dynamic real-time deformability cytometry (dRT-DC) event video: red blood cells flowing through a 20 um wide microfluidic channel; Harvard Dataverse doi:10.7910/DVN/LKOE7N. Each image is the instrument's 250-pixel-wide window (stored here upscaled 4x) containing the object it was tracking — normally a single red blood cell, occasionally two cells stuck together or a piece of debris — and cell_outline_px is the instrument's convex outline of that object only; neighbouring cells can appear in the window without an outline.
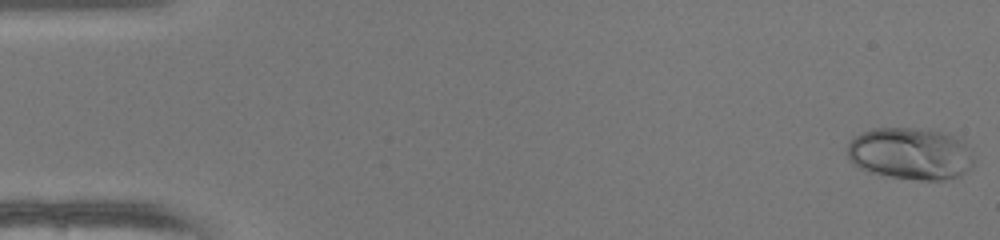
{"species": "human", "species_latin": "Homo sapiens", "temperature_condition": "warm", "stored_images_in_passage": 49, "camera_frame_rate_fps": 3000, "um_per_image_px": 0.085, "donor": {"sex": "female"}, "frame": {"image": 1, "passage_image": 1, "time_ms": 0.0, "image_size_px": [1000, 240], "cell_outline_px": [[972, 164], [960, 176], [944, 180], [920, 180], [888, 176], [868, 172], [860, 168], [848, 160], [848, 144], [852, 136], [872, 128], [928, 128], [948, 132], [964, 140], [972, 156]], "centroid_in_image_um": [77.37, 13.03], "position_along_channel_um": 7.6, "area_um2": 38.9}}
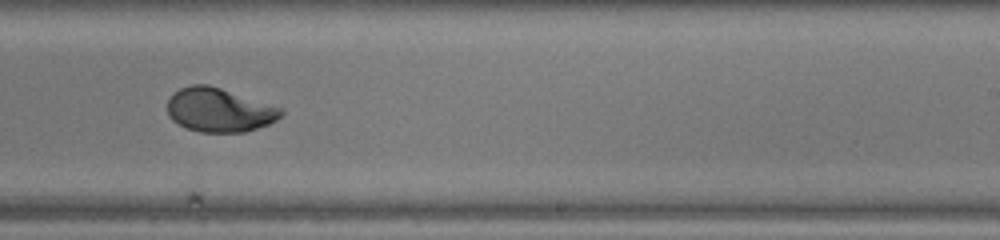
{"frame": {"image": 2, "passage_image": 31, "time_ms": 10.0, "image_size_px": [1000, 240], "cell_outline_px": [[284, 112], [276, 120], [268, 124], [244, 132], [200, 132], [188, 128], [172, 120], [168, 116], [168, 100], [180, 88], [192, 84], [208, 84], [284, 108]], "centroid_in_image_um": [18.65, 9.34], "position_along_channel_um": 270.3, "area_um2": 28.9}}
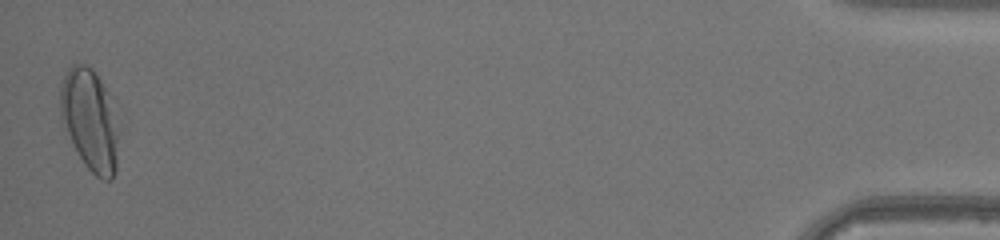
{"frame": {"image": 3, "passage_image": 49, "time_ms": 16.0, "image_size_px": [1000, 240], "cell_outline_px": [[120, 128], [116, 172], [112, 180], [104, 180], [96, 176], [84, 164], [72, 144], [60, 116], [60, 84], [68, 68], [72, 64], [88, 64], [92, 68], [108, 92]], "centroid_in_image_um": [7.67, 10.21], "position_along_channel_um": 427.5, "area_um2": 35.08}, "authors_computed_cell_mechanics": {"area_um2": 29.478, "velocity_mm_per_s": 4.2177, "shape_relaxation_time_tau1_ms": 3.9583, "shape_relaxation_time_tau2_ms": null, "deformation_change_tau1": 0.2251, "deformation_change_tau2": null}}